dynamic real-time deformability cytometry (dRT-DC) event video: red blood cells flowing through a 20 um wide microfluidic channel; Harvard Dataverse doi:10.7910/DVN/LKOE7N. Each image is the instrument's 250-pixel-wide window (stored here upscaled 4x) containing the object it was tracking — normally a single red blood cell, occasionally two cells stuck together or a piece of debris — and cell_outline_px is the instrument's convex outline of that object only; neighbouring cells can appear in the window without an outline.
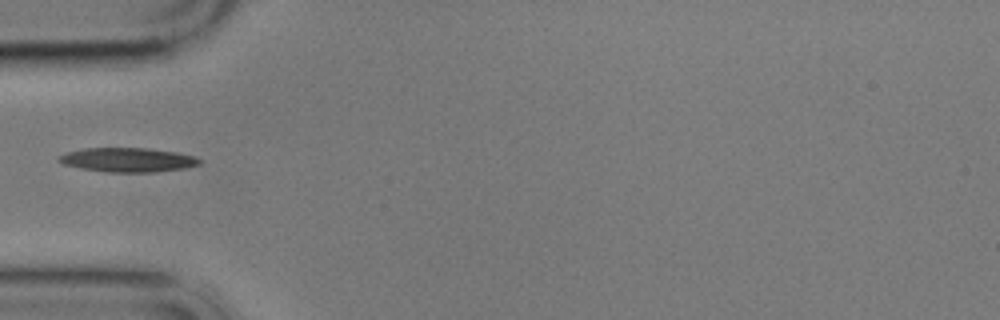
{"species": "common noctule bat (a hibernating species)", "species_latin": "Nyctalus noctula", "temperature_condition": "cold", "stored_images_in_passage": 9, "camera_frame_rate_fps": 3000, "um_per_image_px": 0.085, "animal": {"sex": "male", "body_mass_g": 17.9}, "frame": {"image": 1, "passage_image": 3, "time_ms": 2.333, "image_size_px": [1000, 320], "cell_outline_px": [[200, 164], [184, 168], [156, 172], [108, 172], [80, 168], [64, 164], [56, 160], [56, 156], [68, 152], [84, 148], [148, 148], [176, 152], [196, 156], [200, 160]], "centroid_in_image_um": [10.84, 13.58], "position_along_channel_um": 74.2, "area_um2": 19.88}}
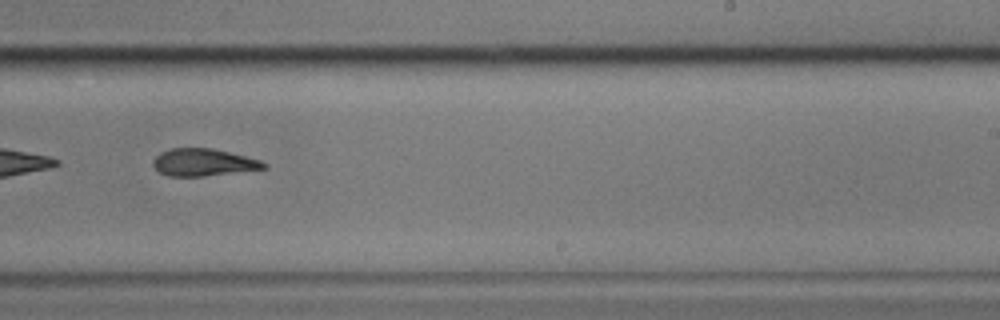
{"frame": {"image": 2, "passage_image": 8, "time_ms": 8.0, "image_size_px": [1000, 320], "cell_outline_px": [[268, 168], [204, 176], [168, 176], [160, 172], [152, 164], [152, 160], [160, 152], [172, 148], [212, 148], [260, 160], [268, 164]], "centroid_in_image_um": [17.28, 13.8], "position_along_channel_um": 271.7, "area_um2": 17.51}}
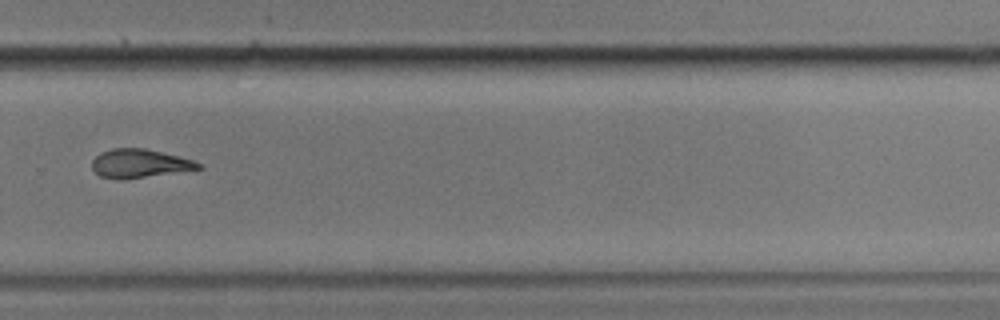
{"frame": {"image": 3, "passage_image": 9, "time_ms": 9.333, "image_size_px": [1000, 320], "cell_outline_px": [[204, 168], [144, 176], [100, 176], [92, 168], [92, 160], [100, 152], [112, 148], [144, 148], [180, 156], [192, 160], [200, 164]], "centroid_in_image_um": [11.88, 13.83], "position_along_channel_um": 317.9, "area_um2": 16.82}}